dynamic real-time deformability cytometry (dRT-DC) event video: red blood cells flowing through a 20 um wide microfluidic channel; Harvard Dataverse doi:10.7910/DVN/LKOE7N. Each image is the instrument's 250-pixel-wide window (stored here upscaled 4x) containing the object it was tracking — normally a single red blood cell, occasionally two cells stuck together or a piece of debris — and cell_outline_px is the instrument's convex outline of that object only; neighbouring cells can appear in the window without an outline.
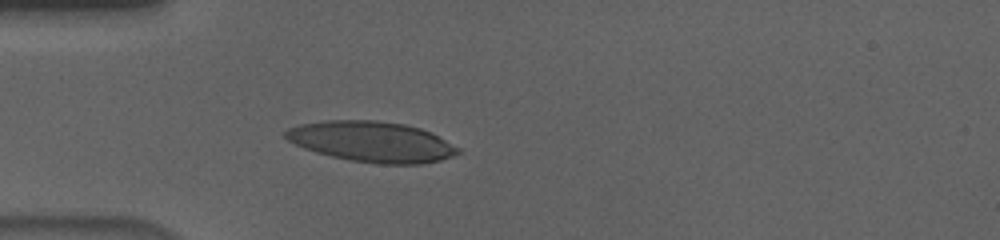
{"species": "human", "species_latin": "Homo sapiens", "temperature_condition": "cold", "stored_images_in_passage": 41, "camera_frame_rate_fps": 3000, "um_per_image_px": 0.085, "donor": {"sex": "male"}, "frame": {"image": 1, "passage_image": 1, "time_ms": 0.0, "image_size_px": [1000, 240], "cell_outline_px": [[460, 152], [452, 156], [440, 160], [424, 164], [376, 164], [348, 160], [316, 152], [304, 148], [288, 140], [284, 136], [284, 132], [288, 128], [300, 124], [324, 120], [376, 120], [404, 124], [420, 128], [432, 132], [460, 148]], "centroid_in_image_um": [31.61, 12.04], "position_along_channel_um": 53.4, "area_um2": 40.92}}
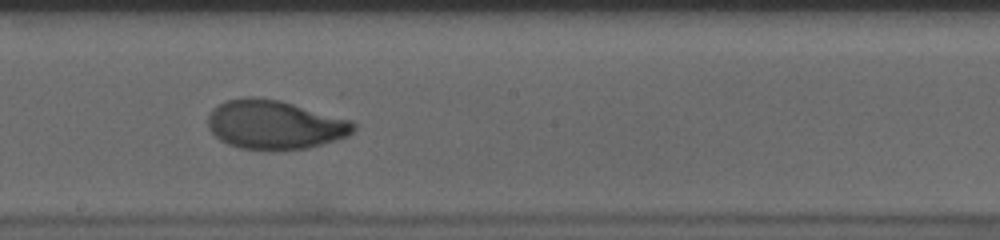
{"frame": {"image": 2, "passage_image": 16, "time_ms": 5.0, "image_size_px": [1000, 240], "cell_outline_px": [[356, 128], [348, 136], [308, 148], [272, 152], [268, 152], [240, 148], [228, 144], [220, 140], [208, 128], [208, 116], [212, 108], [224, 100], [244, 96], [252, 96], [280, 100], [352, 120], [356, 124]], "centroid_in_image_um": [23.33, 10.61], "position_along_channel_um": 224.9, "area_um2": 42.37}}
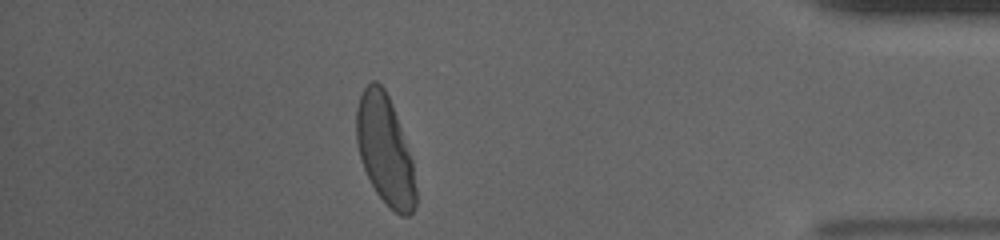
{"frame": {"image": 3, "passage_image": 34, "time_ms": 11.0, "image_size_px": [1000, 240], "cell_outline_px": [[416, 204], [412, 212], [408, 216], [400, 216], [376, 192], [364, 168], [360, 156], [356, 140], [356, 108], [360, 96], [364, 88], [372, 80], [376, 80], [384, 88], [392, 104], [412, 160], [416, 188]], "centroid_in_image_um": [32.72, 12.73], "position_along_channel_um": 402.5, "area_um2": 37.34}, "authors_computed_cell_mechanics": {"area_um2": 40.6334, "velocity_mm_per_s": 3.6233, "shape_relaxation_time_tau1_ms": 4.0879, "shape_relaxation_time_tau2_ms": 1.0655, "deformation_change_tau1": 0.193, "deformation_change_tau2": 0.0478}}